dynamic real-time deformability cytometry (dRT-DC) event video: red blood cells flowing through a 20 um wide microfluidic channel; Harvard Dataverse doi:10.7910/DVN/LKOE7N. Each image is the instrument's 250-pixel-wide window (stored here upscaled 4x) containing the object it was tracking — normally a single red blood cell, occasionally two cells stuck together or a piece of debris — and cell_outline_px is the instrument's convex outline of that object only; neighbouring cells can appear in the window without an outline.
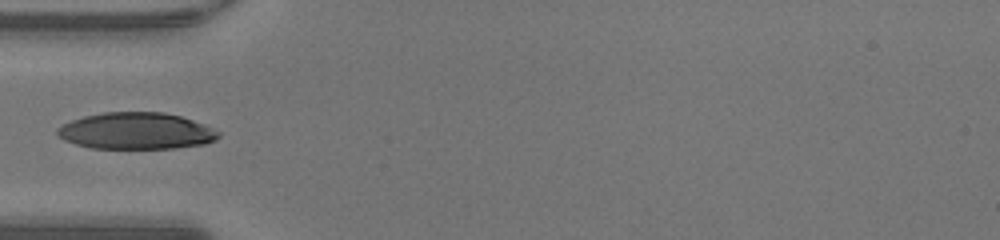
{"species": "human", "species_latin": "Homo sapiens", "temperature_condition": "warm", "stored_images_in_passage": 35, "camera_frame_rate_fps": 3000, "um_per_image_px": 0.085, "donor": {"sex": "male"}, "frame": {"image": 1, "passage_image": 1, "time_ms": 0.0, "image_size_px": [1000, 240], "cell_outline_px": [[220, 136], [216, 140], [204, 144], [176, 148], [92, 148], [76, 144], [64, 140], [56, 136], [56, 128], [72, 120], [84, 116], [104, 112], [164, 112], [180, 116], [204, 124], [220, 132]], "centroid_in_image_um": [11.57, 11.13], "position_along_channel_um": 73.4, "area_um2": 34.45}}
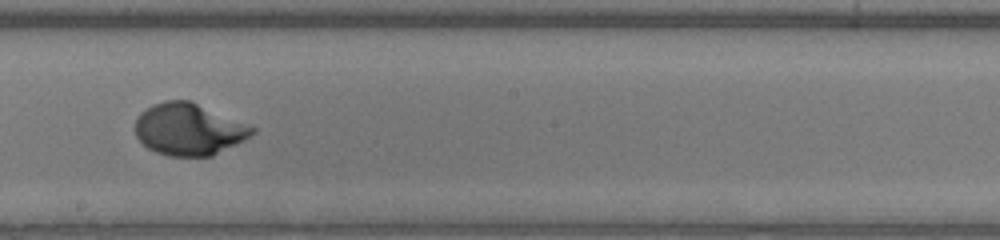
{"frame": {"image": 2, "passage_image": 12, "time_ms": 3.667, "image_size_px": [1000, 240], "cell_outline_px": [[256, 132], [244, 140], [212, 156], [168, 156], [156, 152], [148, 148], [136, 136], [136, 120], [140, 112], [152, 104], [164, 100], [192, 100], [256, 128]], "centroid_in_image_um": [16.05, 10.98], "position_along_channel_um": 232.2, "area_um2": 35.43}}
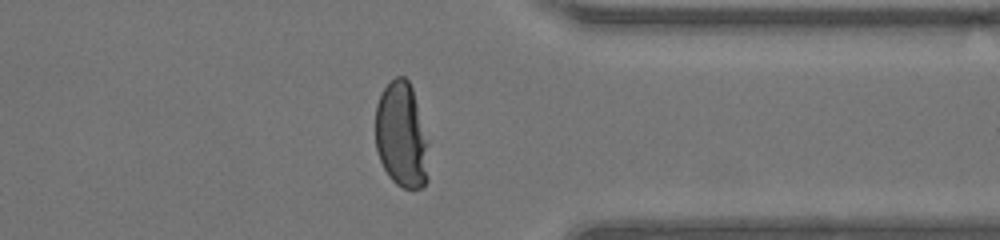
{"frame": {"image": 3, "passage_image": 23, "time_ms": 7.333, "image_size_px": [1000, 240], "cell_outline_px": [[428, 180], [420, 188], [404, 188], [396, 184], [388, 176], [380, 160], [376, 148], [376, 104], [384, 88], [396, 76], [404, 76], [408, 80], [412, 88], [428, 144]], "centroid_in_image_um": [34.13, 11.51], "position_along_channel_um": 377.3, "area_um2": 32.54}}